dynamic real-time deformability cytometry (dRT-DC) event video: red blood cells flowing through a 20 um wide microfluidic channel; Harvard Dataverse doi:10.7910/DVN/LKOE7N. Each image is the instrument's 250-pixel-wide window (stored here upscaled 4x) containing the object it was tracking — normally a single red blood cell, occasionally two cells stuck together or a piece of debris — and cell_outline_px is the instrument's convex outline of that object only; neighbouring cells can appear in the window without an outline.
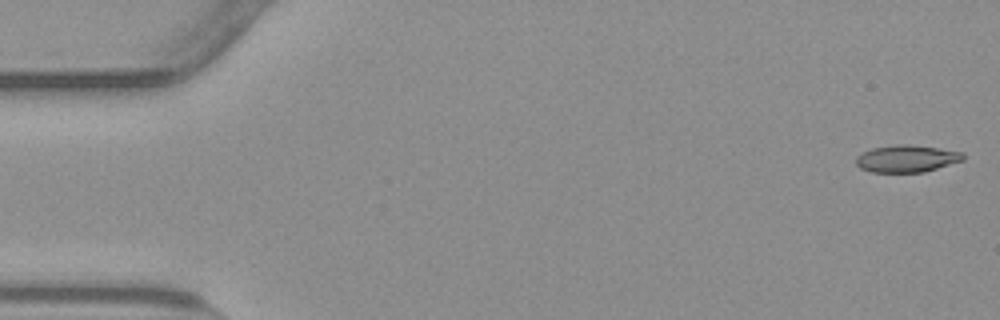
{"species": "common noctule bat (a hibernating species)", "species_latin": "Nyctalus noctula", "temperature_condition": "warm", "stored_images_in_passage": 54, "camera_frame_rate_fps": 3000, "um_per_image_px": 0.085, "animal": {"sex": "male", "body_mass_g": 23.1, "forearm_length_mm": 52.7}, "frame": {"image": 1, "passage_image": 1, "time_ms": 0.0, "image_size_px": [1000, 320], "cell_outline_px": [[964, 160], [924, 172], [872, 172], [860, 168], [856, 164], [856, 156], [872, 148], [900, 144], [908, 144], [964, 152]], "centroid_in_image_um": [77.07, 13.49], "position_along_channel_um": 7.9, "area_um2": 16.82}}
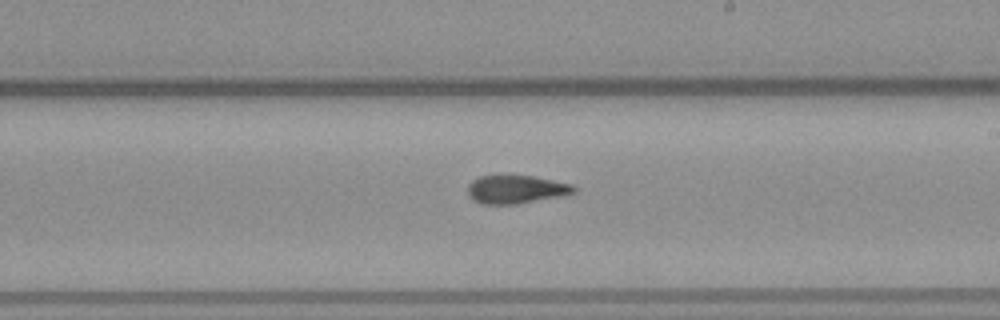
{"frame": {"image": 2, "passage_image": 31, "time_ms": 10.0, "image_size_px": [1000, 320], "cell_outline_px": [[576, 192], [568, 196], [516, 204], [480, 204], [472, 200], [468, 196], [468, 184], [472, 180], [480, 176], [532, 176], [572, 184], [576, 188]], "centroid_in_image_um": [43.89, 16.12], "position_along_channel_um": 245.1, "area_um2": 17.74}}
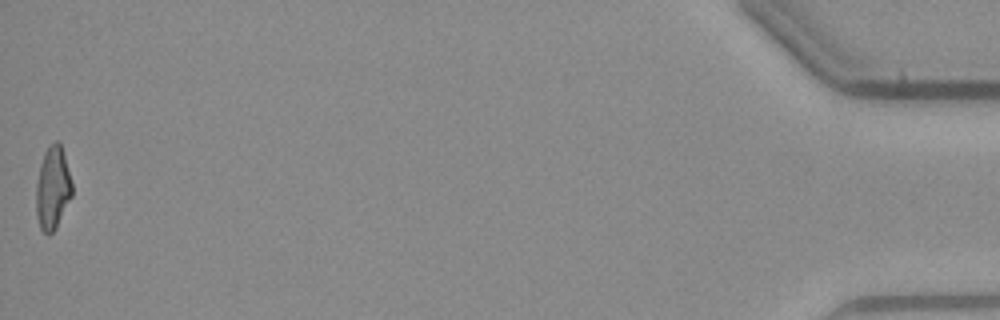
{"frame": {"image": 3, "passage_image": 54, "time_ms": 17.667, "image_size_px": [1000, 320], "cell_outline_px": [[72, 196], [56, 228], [48, 236], [40, 228], [36, 216], [36, 184], [40, 164], [44, 152], [48, 144], [56, 140], [60, 140], [72, 184]], "centroid_in_image_um": [4.47, 15.96], "position_along_channel_um": 430.7, "area_um2": 17.57}, "authors_computed_cell_mechanics": {"area_um2": 17.6868, "velocity_mm_per_s": 3.8116, "shape_relaxation_time_tau1_ms": 7.8642, "shape_relaxation_time_tau2_ms": 3.0092, "deformation_change_tau1": 0.2225, "deformation_change_tau2": 0.1149}}